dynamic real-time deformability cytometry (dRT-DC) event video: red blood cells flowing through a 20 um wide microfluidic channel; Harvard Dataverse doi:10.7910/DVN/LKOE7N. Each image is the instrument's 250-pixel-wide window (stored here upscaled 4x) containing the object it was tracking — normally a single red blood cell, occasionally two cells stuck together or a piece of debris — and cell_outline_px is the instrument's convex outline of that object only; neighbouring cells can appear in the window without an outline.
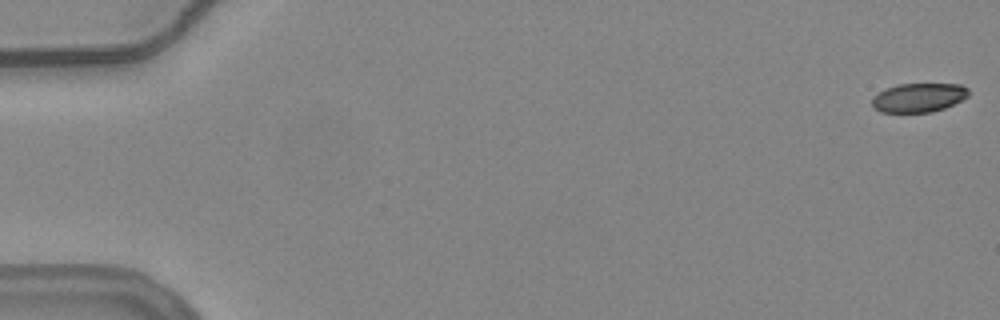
{"species": "common noctule bat (a hibernating species)", "species_latin": "Nyctalus noctula", "temperature_condition": "warm", "stored_images_in_passage": 56, "camera_frame_rate_fps": 3000, "um_per_image_px": 0.085, "animal": {"sex": "female", "body_mass_g": 24.6, "forearm_length_mm": 56.2}, "frame": {"image": 1, "passage_image": 1, "time_ms": 0.0, "image_size_px": [1000, 320], "cell_outline_px": [[968, 96], [944, 108], [932, 112], [880, 112], [872, 108], [872, 96], [884, 88], [900, 84], [960, 84], [968, 88]], "centroid_in_image_um": [78.03, 8.29], "position_along_channel_um": 7.0, "area_um2": 16.36}}
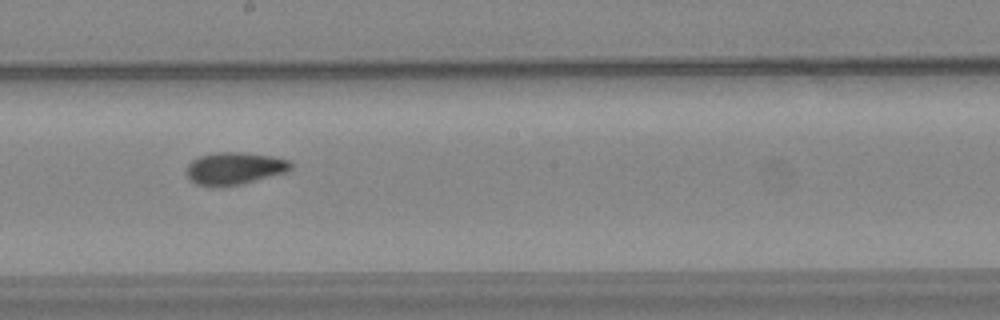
{"frame": {"image": 2, "passage_image": 32, "time_ms": 10.333, "image_size_px": [1000, 320], "cell_outline_px": [[292, 168], [284, 172], [240, 184], [196, 184], [188, 176], [188, 164], [192, 160], [200, 156], [216, 152], [240, 152], [276, 156], [288, 160], [292, 164]], "centroid_in_image_um": [19.97, 14.26], "position_along_channel_um": 228.2, "area_um2": 18.9}}
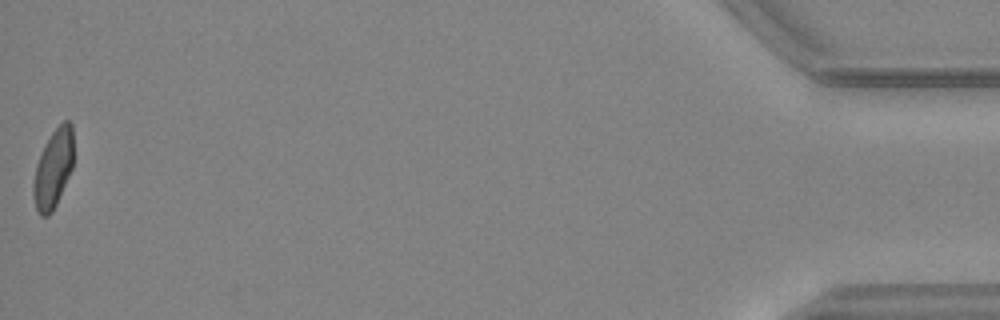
{"frame": {"image": 3, "passage_image": 56, "time_ms": 18.333, "image_size_px": [1000, 320], "cell_outline_px": [[72, 168], [56, 204], [52, 212], [48, 216], [40, 216], [36, 208], [32, 192], [32, 184], [36, 164], [44, 144], [52, 132], [64, 120], [68, 120], [72, 124]], "centroid_in_image_um": [4.5, 14.34], "position_along_channel_um": 430.7, "area_um2": 18.26}, "authors_computed_cell_mechanics": {"area_um2": 18.9006, "velocity_mm_per_s": 3.7461, "shape_relaxation_time_tau1_ms": 7.6502, "shape_relaxation_time_tau2_ms": 2.3346, "deformation_change_tau1": 0.1779, "deformation_change_tau2": 0.0632}}